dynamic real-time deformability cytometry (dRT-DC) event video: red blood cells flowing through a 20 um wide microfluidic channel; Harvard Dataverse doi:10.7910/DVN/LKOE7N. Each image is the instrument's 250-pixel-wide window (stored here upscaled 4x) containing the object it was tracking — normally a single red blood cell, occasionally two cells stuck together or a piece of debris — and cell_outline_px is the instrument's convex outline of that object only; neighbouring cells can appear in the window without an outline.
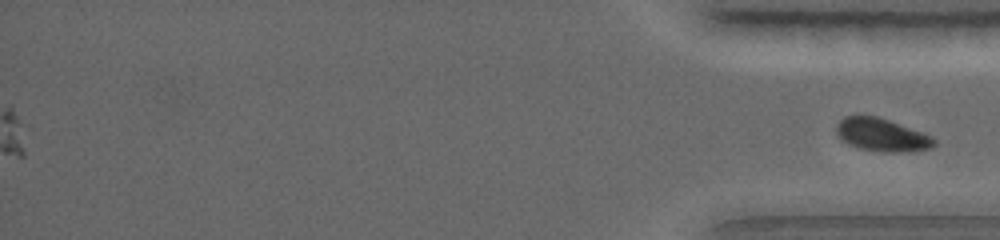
{"species": "common noctule bat (a hibernating species)", "species_latin": "Nyctalus noctula", "temperature_condition": "warm", "stored_images_in_passage": 22, "segment_of_instrument_passage": [2, 2], "camera_frame_rate_fps": 5000, "um_per_image_px": 0.085, "animal": {"sex": "female", "body_mass_g": 19.0, "forearm_length_mm": 56.7}, "frame": {"image": 1, "passage_image": 22, "time_ms": 9.2, "image_size_px": [1000, 240], "cell_outline_px": [[936, 144], [932, 148], [900, 152], [884, 152], [860, 148], [848, 144], [836, 132], [836, 124], [844, 116], [876, 116], [888, 120], [932, 136], [936, 140]], "centroid_in_image_um": [74.96, 11.47], "position_along_channel_um": 360.2, "area_um2": 18.44}}